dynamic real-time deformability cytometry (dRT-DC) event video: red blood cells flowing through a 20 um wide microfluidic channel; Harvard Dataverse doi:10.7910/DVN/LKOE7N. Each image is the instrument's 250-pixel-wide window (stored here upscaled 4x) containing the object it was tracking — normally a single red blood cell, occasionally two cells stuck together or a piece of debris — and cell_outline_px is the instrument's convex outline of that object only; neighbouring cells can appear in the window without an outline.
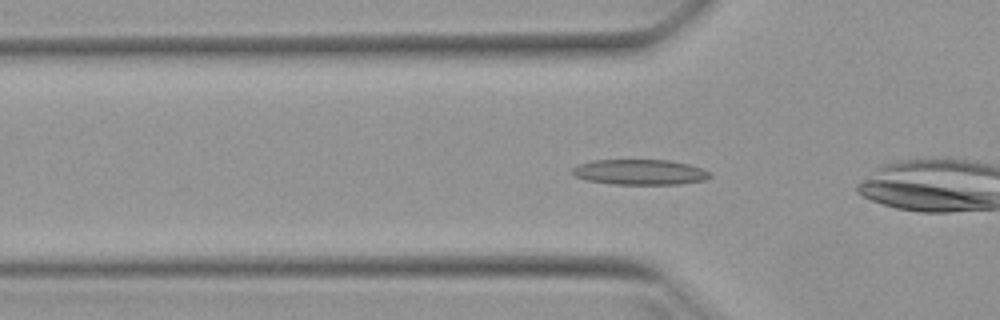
{"species": "Egyptian fruit bat (a non-hibernating species)", "species_latin": "Rousettus aegyptiacus", "temperature_condition": "warm", "stored_images_in_passage": 36, "camera_frame_rate_fps": 3000, "um_per_image_px": 0.085, "animal": {"sex": "female"}, "frame": {"image": 1, "passage_image": 13, "time_ms": 4.0, "image_size_px": [1000, 320], "cell_outline_px": [[712, 176], [704, 180], [680, 184], [612, 184], [588, 180], [576, 176], [572, 172], [572, 168], [576, 164], [592, 160], [668, 160], [688, 164], [700, 168], [708, 172]], "centroid_in_image_um": [54.36, 14.62], "position_along_channel_um": 71.4, "area_um2": 20.23}}
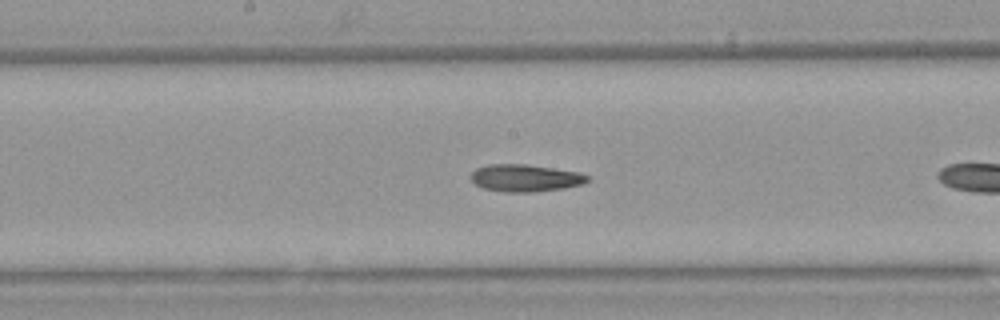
{"frame": {"image": 2, "passage_image": 23, "time_ms": 7.333, "image_size_px": [1000, 320], "cell_outline_px": [[588, 180], [584, 184], [564, 188], [532, 192], [508, 192], [484, 188], [476, 184], [468, 176], [476, 168], [488, 164], [528, 164], [576, 172], [588, 176]], "centroid_in_image_um": [44.61, 15.12], "position_along_channel_um": 203.6, "area_um2": 18.38}}
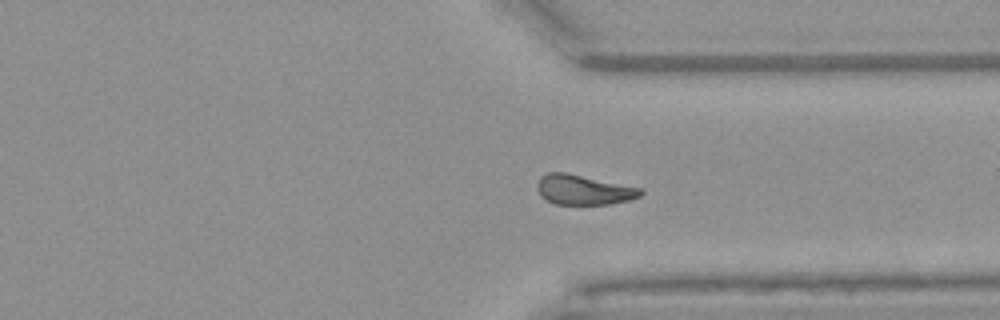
{"frame": {"image": 3, "passage_image": 35, "time_ms": 11.333, "image_size_px": [1000, 320], "cell_outline_px": [[644, 192], [640, 196], [628, 200], [612, 204], [556, 204], [540, 196], [536, 188], [536, 184], [540, 176], [548, 172], [568, 172], [640, 188]], "centroid_in_image_um": [49.56, 16.12], "position_along_channel_um": 361.8, "area_um2": 18.09}}